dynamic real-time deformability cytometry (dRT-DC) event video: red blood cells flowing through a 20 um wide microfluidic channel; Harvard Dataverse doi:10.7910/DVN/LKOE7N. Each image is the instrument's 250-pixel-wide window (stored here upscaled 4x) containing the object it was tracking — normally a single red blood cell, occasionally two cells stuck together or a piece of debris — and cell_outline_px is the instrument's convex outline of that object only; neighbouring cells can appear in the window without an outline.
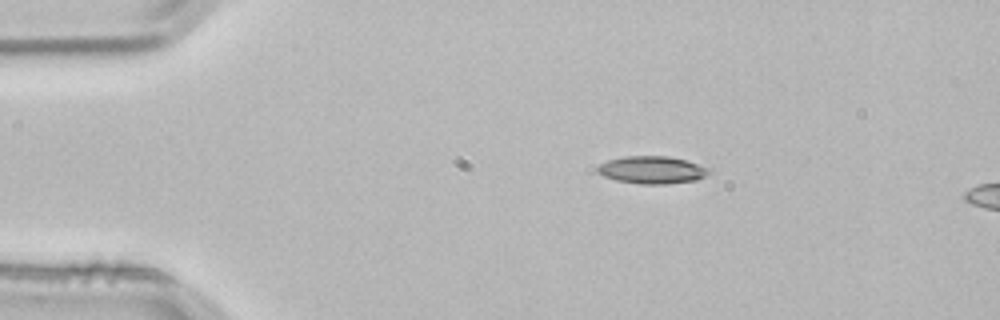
{"species": "common noctule bat (a hibernating species)", "species_latin": "Nyctalus noctula", "temperature_condition": "room temperature", "stored_images_in_passage": 2, "camera_frame_rate_fps": 3000, "um_per_image_px": 0.085, "animal": {"sex": "male", "body_mass_g": 21.5, "forearm_length_mm": 52.0}, "frame": {"image": 1, "passage_image": 1, "time_ms": 0.0, "image_size_px": [1000, 320], "cell_outline_px": [[708, 172], [704, 176], [696, 180], [668, 184], [640, 184], [616, 180], [604, 176], [596, 172], [596, 168], [600, 164], [608, 160], [624, 156], [668, 156], [688, 160], [708, 168]], "centroid_in_image_um": [55.39, 14.44], "position_along_channel_um": 29.6, "area_um2": 17.86}}